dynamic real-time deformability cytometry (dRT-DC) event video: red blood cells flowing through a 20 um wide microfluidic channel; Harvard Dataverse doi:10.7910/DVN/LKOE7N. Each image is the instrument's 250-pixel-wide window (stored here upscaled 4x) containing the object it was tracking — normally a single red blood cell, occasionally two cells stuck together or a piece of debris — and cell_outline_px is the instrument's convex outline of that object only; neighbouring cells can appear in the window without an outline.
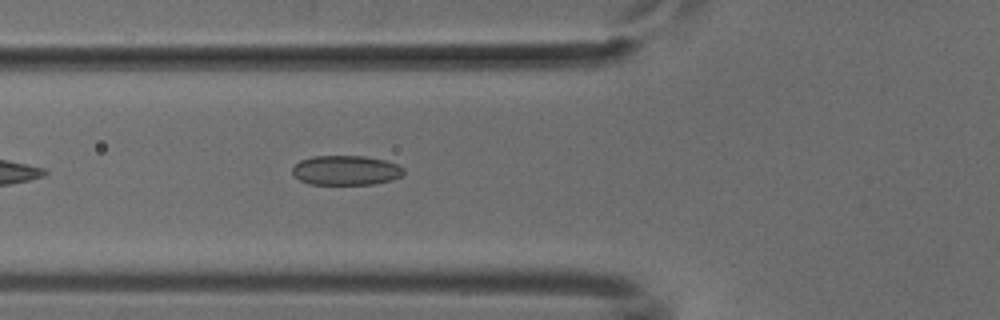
{"species": "common noctule bat (a hibernating species)", "species_latin": "Nyctalus noctula", "temperature_condition": "cold", "stored_images_in_passage": 39, "camera_frame_rate_fps": 3000, "um_per_image_px": 0.085, "animal": {"sex": "male", "body_mass_g": 18.8}, "frame": {"image": 1, "passage_image": 6, "time_ms": 1.667, "image_size_px": [1000, 320], "cell_outline_px": [[404, 172], [400, 176], [392, 180], [372, 184], [308, 184], [300, 180], [292, 172], [292, 168], [300, 160], [312, 156], [364, 156], [384, 160], [396, 164], [404, 168]], "centroid_in_image_um": [29.39, 14.47], "position_along_channel_um": 96.4, "area_um2": 19.13}}
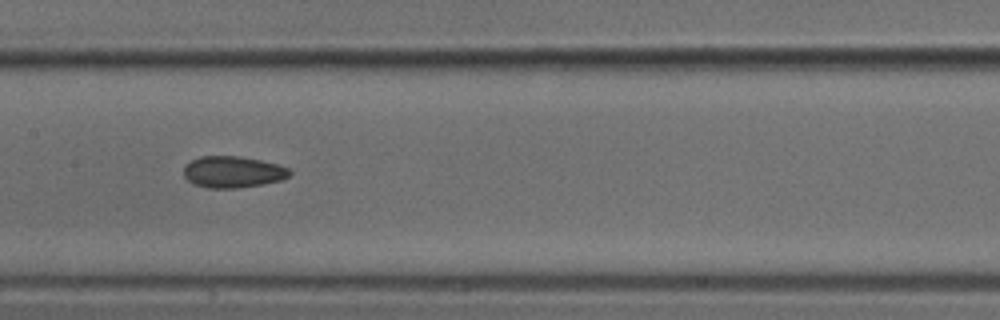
{"frame": {"image": 2, "passage_image": 13, "time_ms": 4.0, "image_size_px": [1000, 320], "cell_outline_px": [[292, 172], [288, 176], [280, 180], [264, 184], [236, 188], [208, 188], [196, 184], [188, 180], [184, 176], [184, 168], [192, 160], [200, 156], [236, 156], [260, 160], [276, 164], [288, 168]], "centroid_in_image_um": [19.79, 14.62], "position_along_channel_um": 187.6, "area_um2": 19.19}}
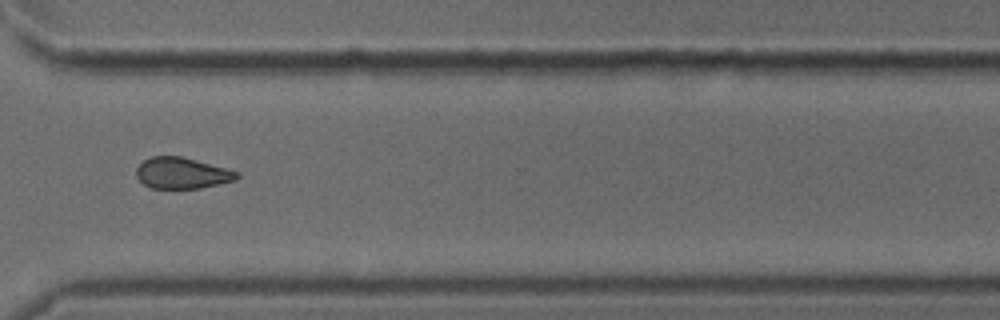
{"frame": {"image": 3, "passage_image": 26, "time_ms": 8.333, "image_size_px": [1000, 320], "cell_outline_px": [[240, 176], [236, 180], [200, 188], [152, 188], [144, 184], [136, 176], [136, 168], [144, 160], [152, 156], [180, 156], [224, 168], [236, 172]], "centroid_in_image_um": [15.43, 14.72], "position_along_channel_um": 355.2, "area_um2": 17.92}}